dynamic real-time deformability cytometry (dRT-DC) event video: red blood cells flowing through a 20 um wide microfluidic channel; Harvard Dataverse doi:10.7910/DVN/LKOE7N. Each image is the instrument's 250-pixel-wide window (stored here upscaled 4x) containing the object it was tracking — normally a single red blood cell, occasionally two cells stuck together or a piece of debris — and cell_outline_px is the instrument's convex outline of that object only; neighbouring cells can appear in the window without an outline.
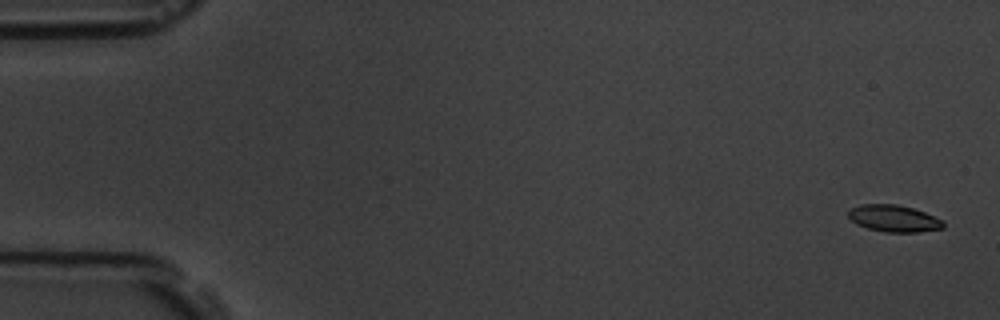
{"species": "common noctule bat (a hibernating species)", "species_latin": "Nyctalus noctula", "temperature_condition": "room temperature", "stored_images_in_passage": 10, "camera_frame_rate_fps": 3000, "um_per_image_px": 0.085, "animal": {"sex": "male", "body_mass_g": 19.5, "forearm_length_mm": 54.6}, "frame": {"image": 1, "passage_image": 1, "time_ms": 0.0, "image_size_px": [1000, 320], "cell_outline_px": [[944, 228], [920, 232], [884, 232], [868, 228], [856, 224], [848, 216], [848, 212], [852, 208], [860, 204], [896, 204], [912, 208], [924, 212], [944, 220]], "centroid_in_image_um": [75.99, 18.57], "position_along_channel_um": 9.0, "area_um2": 14.85}}
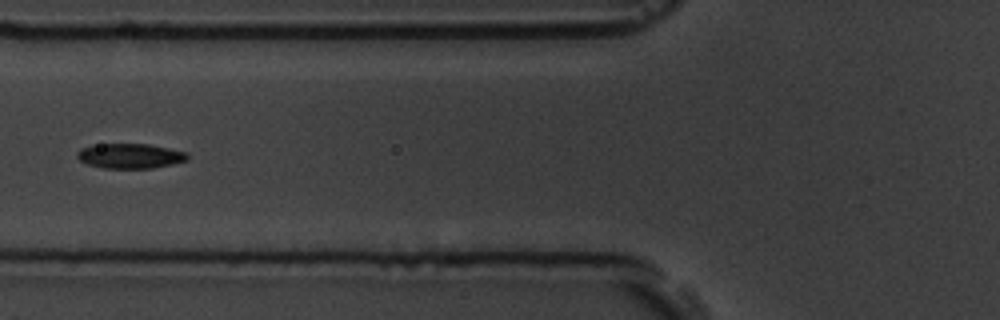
{"frame": {"image": 2, "passage_image": 7, "time_ms": 7.0, "image_size_px": [1000, 320], "cell_outline_px": [[188, 160], [172, 164], [152, 168], [104, 168], [88, 164], [80, 160], [76, 156], [76, 152], [80, 148], [100, 144], [148, 144], [188, 152]], "centroid_in_image_um": [11.07, 13.25], "position_along_channel_um": 114.7, "area_um2": 15.95}}
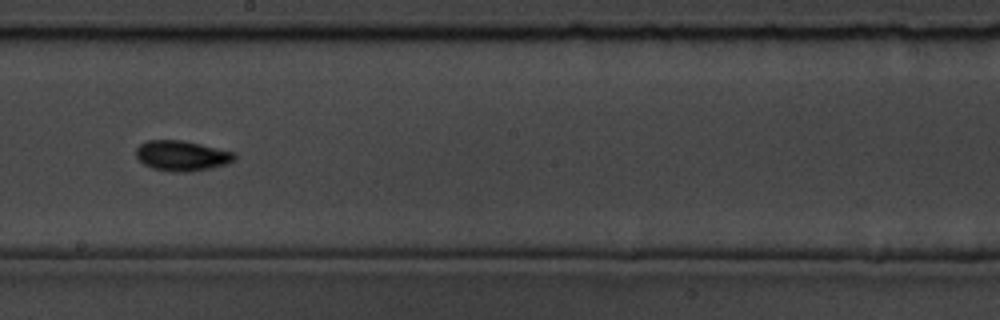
{"frame": {"image": 3, "passage_image": 10, "time_ms": 10.333, "image_size_px": [1000, 320], "cell_outline_px": [[236, 156], [228, 164], [188, 172], [176, 172], [152, 168], [144, 164], [136, 156], [136, 148], [140, 144], [148, 140], [184, 140], [236, 152]], "centroid_in_image_um": [15.46, 13.22], "position_along_channel_um": 232.7, "area_um2": 17.34}}